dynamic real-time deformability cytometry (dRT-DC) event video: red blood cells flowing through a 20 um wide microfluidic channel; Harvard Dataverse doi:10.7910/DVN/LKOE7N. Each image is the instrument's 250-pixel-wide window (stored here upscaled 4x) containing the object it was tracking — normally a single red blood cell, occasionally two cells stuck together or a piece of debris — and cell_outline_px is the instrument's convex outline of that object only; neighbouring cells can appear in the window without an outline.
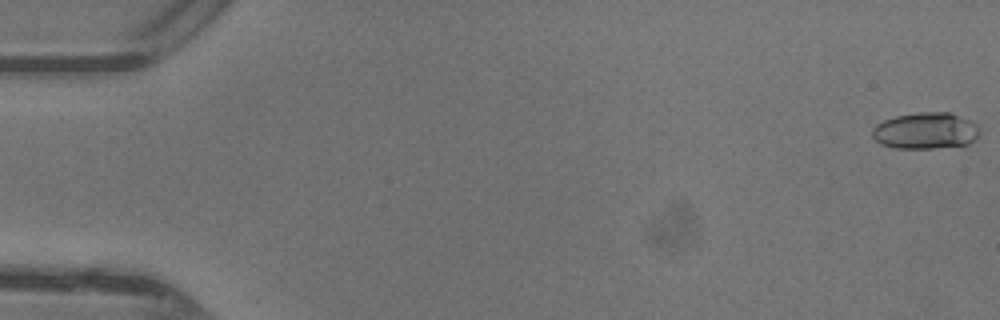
{"species": "common noctule bat (a hibernating species)", "species_latin": "Nyctalus noctula", "temperature_condition": "warm", "stored_images_in_passage": 13, "camera_frame_rate_fps": 3000, "um_per_image_px": 0.085, "animal": {"sex": "female"}, "frame": {"image": 1, "passage_image": 1, "time_ms": 0.0, "image_size_px": [1000, 320], "cell_outline_px": [[980, 132], [976, 140], [960, 148], [896, 148], [880, 144], [872, 136], [872, 128], [876, 124], [884, 120], [896, 116], [920, 112], [952, 112], [976, 124]], "centroid_in_image_um": [78.71, 11.13], "position_along_channel_um": 6.3, "area_um2": 23.24}}
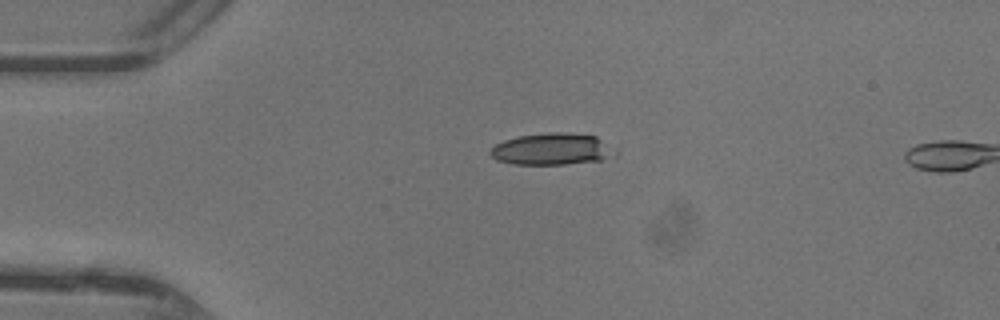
{"frame": {"image": 2, "passage_image": 12, "time_ms": 3.667, "image_size_px": [1000, 320], "cell_outline_px": [[620, 152], [616, 156], [604, 160], [564, 164], [512, 164], [496, 160], [488, 152], [496, 144], [504, 140], [520, 136], [552, 132], [564, 132], [596, 136]], "centroid_in_image_um": [46.98, 12.68], "position_along_channel_um": 38.0, "area_um2": 23.24}}